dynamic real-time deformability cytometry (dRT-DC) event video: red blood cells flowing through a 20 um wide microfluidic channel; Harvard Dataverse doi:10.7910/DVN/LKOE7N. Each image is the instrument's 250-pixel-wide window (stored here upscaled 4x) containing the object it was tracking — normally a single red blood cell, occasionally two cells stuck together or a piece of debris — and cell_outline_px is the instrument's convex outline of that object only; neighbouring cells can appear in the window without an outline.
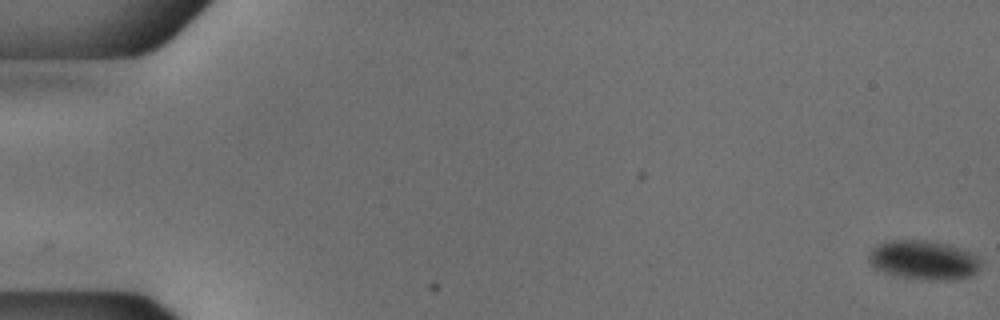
{"species": "common noctule bat (a hibernating species)", "species_latin": "Nyctalus noctula", "temperature_condition": "cold", "stored_images_in_passage": 55, "camera_frame_rate_fps": 3000, "um_per_image_px": 0.085, "animal": {"sex": "male", "body_mass_g": 18.8}, "frame": {"image": 1, "passage_image": 1, "time_ms": 0.0, "image_size_px": [1000, 320], "cell_outline_px": [[980, 264], [976, 272], [968, 276], [956, 280], [932, 280], [900, 276], [884, 272], [876, 268], [868, 260], [868, 256], [872, 248], [880, 244], [892, 240], [924, 240], [948, 244], [972, 252], [980, 256]], "centroid_in_image_um": [78.55, 22.1], "position_along_channel_um": 6.5, "area_um2": 25.43}}
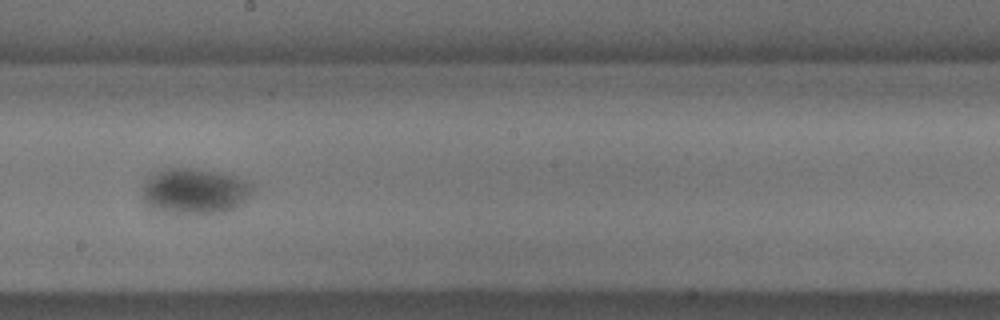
{"frame": {"image": 2, "passage_image": 32, "time_ms": 10.333, "image_size_px": [1000, 320], "cell_outline_px": [[256, 184], [252, 192], [240, 204], [224, 212], [160, 212], [152, 208], [144, 200], [144, 184], [152, 176], [168, 168], [192, 168], [224, 172], [236, 176]], "centroid_in_image_um": [16.62, 16.22], "position_along_channel_um": 231.6, "area_um2": 28.78}}
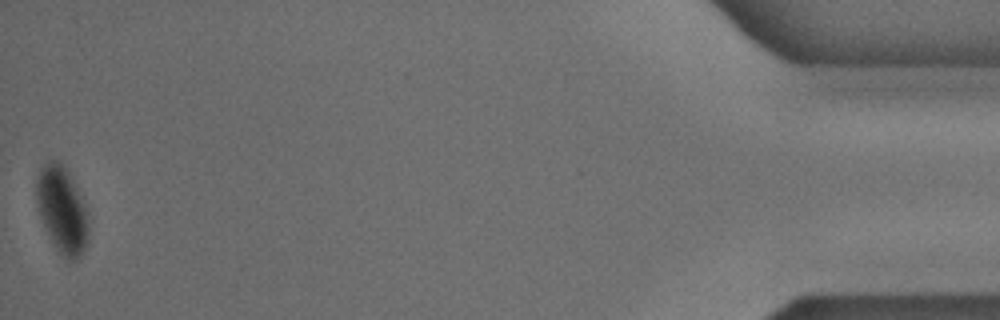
{"frame": {"image": 3, "passage_image": 55, "time_ms": 18.0, "image_size_px": [1000, 320], "cell_outline_px": [[88, 244], [84, 252], [76, 260], [68, 260], [56, 248], [40, 216], [36, 200], [36, 180], [40, 168], [48, 160], [56, 160], [72, 176], [88, 212]], "centroid_in_image_um": [5.3, 17.84], "position_along_channel_um": 429.9, "area_um2": 26.24}, "authors_computed_cell_mechanics": {"area_um2": 27.6862, "velocity_mm_per_s": 3.747, "shape_relaxation_time_tau1_ms": 3.1514, "shape_relaxation_time_tau2_ms": null, "deformation_change_tau1": 0.044, "deformation_change_tau2": null}}